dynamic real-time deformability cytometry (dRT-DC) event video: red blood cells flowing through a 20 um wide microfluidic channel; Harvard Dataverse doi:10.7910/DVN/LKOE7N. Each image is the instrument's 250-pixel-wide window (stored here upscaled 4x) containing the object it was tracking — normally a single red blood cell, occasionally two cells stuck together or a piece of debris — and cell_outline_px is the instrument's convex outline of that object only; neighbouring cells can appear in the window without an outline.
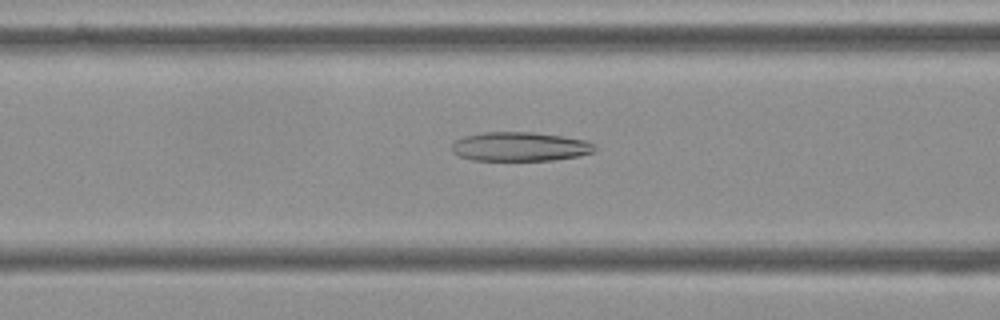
{"species": "Egyptian fruit bat (a non-hibernating species)", "species_latin": "Rousettus aegyptiacus", "temperature_condition": "cold", "stored_images_in_passage": 55, "camera_frame_rate_fps": 3000, "um_per_image_px": 0.085, "frame": {"image": 1, "passage_image": 22, "time_ms": 7.0, "image_size_px": [1000, 320], "cell_outline_px": [[596, 148], [592, 152], [580, 156], [552, 160], [472, 160], [460, 156], [452, 152], [452, 144], [456, 140], [464, 136], [484, 132], [532, 132], [564, 136], [584, 140], [596, 144]], "centroid_in_image_um": [44.21, 12.46], "position_along_channel_um": 122.4, "area_um2": 24.28}}
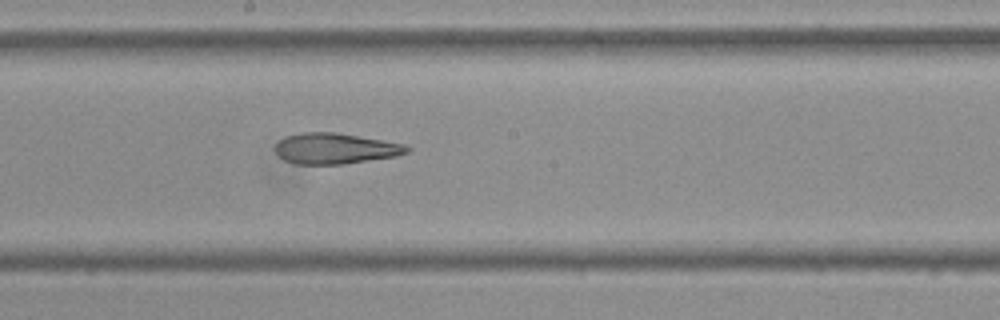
{"frame": {"image": 2, "passage_image": 30, "time_ms": 9.667, "image_size_px": [1000, 320], "cell_outline_px": [[412, 148], [408, 152], [396, 156], [344, 164], [296, 164], [284, 160], [276, 152], [276, 144], [280, 140], [288, 136], [304, 132], [336, 132], [404, 144]], "centroid_in_image_um": [28.51, 12.63], "position_along_channel_um": 219.7, "area_um2": 23.41}}
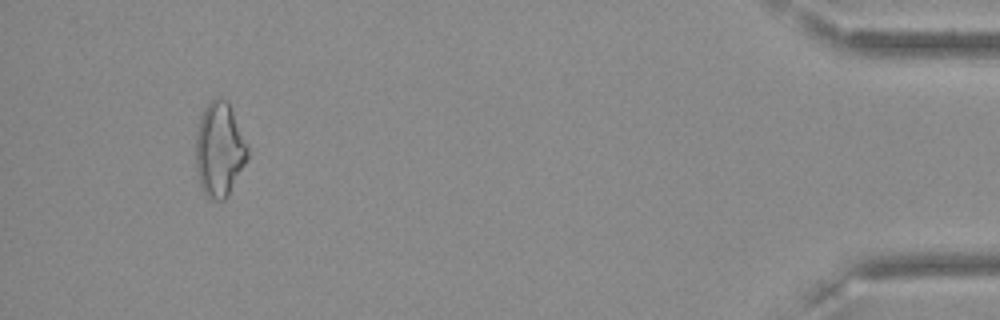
{"frame": {"image": 3, "passage_image": 52, "time_ms": 17.0, "image_size_px": [1000, 320], "cell_outline_px": [[248, 160], [228, 196], [224, 200], [212, 200], [204, 192], [200, 184], [196, 168], [196, 132], [200, 116], [204, 108], [216, 96], [220, 96], [228, 104], [248, 144]], "centroid_in_image_um": [18.66, 12.73], "position_along_channel_um": 416.5, "area_um2": 28.5}, "authors_computed_cell_mechanics": {"area_um2": 25.6632, "velocity_mm_per_s": 3.6401, "shape_relaxation_time_tau1_ms": null, "shape_relaxation_time_tau2_ms": 4.8263, "deformation_change_tau1": null, "deformation_change_tau2": 0.1601}}